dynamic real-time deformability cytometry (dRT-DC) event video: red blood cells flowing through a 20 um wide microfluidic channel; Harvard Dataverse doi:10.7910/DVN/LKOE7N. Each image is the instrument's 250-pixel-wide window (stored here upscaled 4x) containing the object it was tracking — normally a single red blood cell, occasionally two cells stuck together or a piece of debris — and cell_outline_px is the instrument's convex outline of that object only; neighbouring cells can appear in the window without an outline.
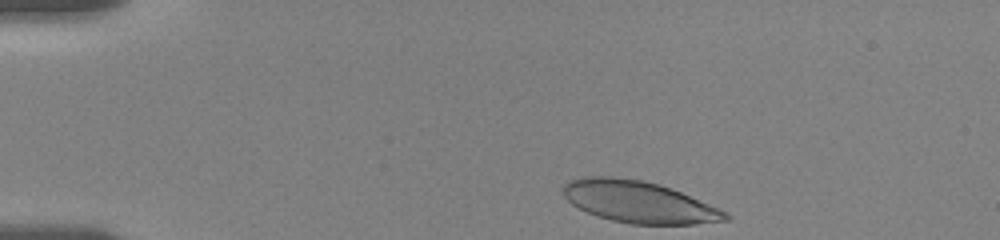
{"species": "human", "species_latin": "Homo sapiens", "temperature_condition": "room temperature", "stored_images_in_passage": 30, "camera_frame_rate_fps": 3000, "um_per_image_px": 0.085, "donor": {"sex": "female"}, "frame": {"image": 1, "passage_image": 1, "time_ms": 0.0, "image_size_px": [1000, 240], "cell_outline_px": [[732, 216], [728, 220], [696, 224], [632, 224], [612, 220], [588, 212], [572, 204], [564, 196], [564, 184], [572, 180], [584, 176], [612, 176], [640, 180], [660, 184], [672, 188], [728, 212]], "centroid_in_image_um": [54.34, 17.16], "position_along_channel_um": 30.7, "area_um2": 39.25}}
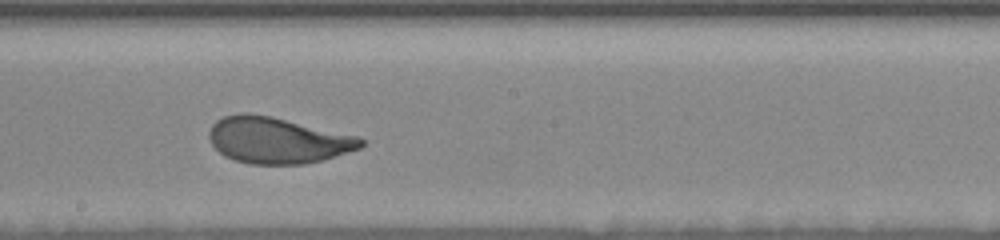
{"frame": {"image": 2, "passage_image": 17, "time_ms": 7.333, "image_size_px": [1000, 240], "cell_outline_px": [[364, 144], [360, 148], [324, 160], [304, 164], [248, 164], [224, 156], [212, 144], [208, 136], [208, 132], [212, 124], [216, 120], [224, 116], [240, 112], [248, 112], [272, 116], [360, 136], [364, 140]], "centroid_in_image_um": [23.59, 11.91], "position_along_channel_um": 224.6, "area_um2": 41.27}}
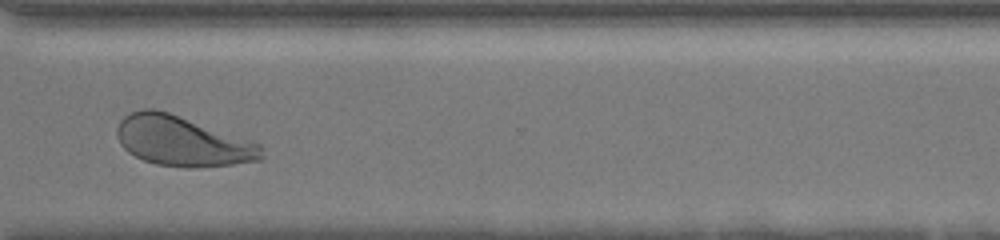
{"frame": {"image": 3, "passage_image": 28, "time_ms": 11.0, "image_size_px": [1000, 240], "cell_outline_px": [[264, 160], [232, 164], [192, 168], [156, 164], [144, 160], [128, 152], [120, 144], [116, 136], [116, 128], [120, 120], [128, 112], [144, 108], [156, 108], [252, 140], [260, 144], [264, 156]], "centroid_in_image_um": [15.49, 11.99], "position_along_channel_um": 355.1, "area_um2": 42.37}, "authors_computed_cell_mechanics": {"area_um2": 40.9224, "velocity_mm_per_s": 3.5647, "shape_relaxation_time_tau1_ms": 3.6695, "shape_relaxation_time_tau2_ms": null, "deformation_change_tau1": 0.1765, "deformation_change_tau2": null}}